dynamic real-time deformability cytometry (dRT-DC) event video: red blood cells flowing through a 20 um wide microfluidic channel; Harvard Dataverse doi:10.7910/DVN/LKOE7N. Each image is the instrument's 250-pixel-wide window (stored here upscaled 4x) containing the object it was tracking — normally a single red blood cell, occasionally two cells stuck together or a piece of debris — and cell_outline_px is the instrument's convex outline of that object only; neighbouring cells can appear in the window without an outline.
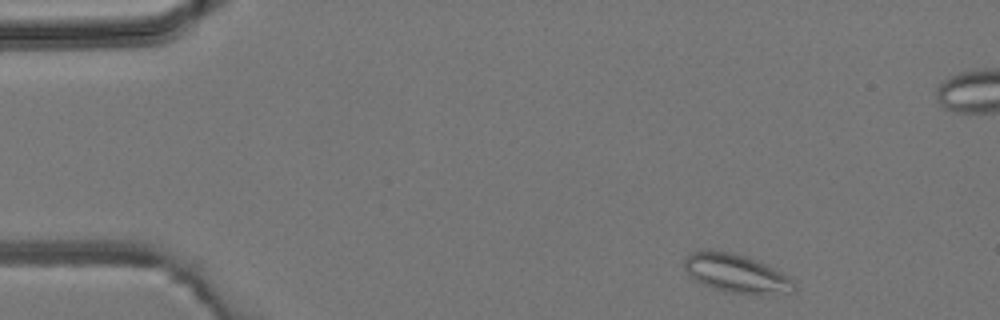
{"species": "common noctule bat (a hibernating species)", "species_latin": "Nyctalus noctula", "temperature_condition": "room temperature", "stored_images_in_passage": 4, "camera_frame_rate_fps": 3000, "um_per_image_px": 0.085, "animal": {"sex": "male", "body_mass_g": 19.2, "forearm_length_mm": 51.8}, "frame": {"image": 1, "passage_image": 1, "time_ms": 0.0, "image_size_px": [1000, 320], "cell_outline_px": [[796, 292], [772, 296], [760, 296], [724, 292], [712, 288], [696, 280], [684, 268], [684, 260], [692, 252], [728, 252], [744, 256], [764, 264], [788, 276], [796, 284]], "centroid_in_image_um": [62.69, 23.33], "position_along_channel_um": 22.3, "area_um2": 24.57}}